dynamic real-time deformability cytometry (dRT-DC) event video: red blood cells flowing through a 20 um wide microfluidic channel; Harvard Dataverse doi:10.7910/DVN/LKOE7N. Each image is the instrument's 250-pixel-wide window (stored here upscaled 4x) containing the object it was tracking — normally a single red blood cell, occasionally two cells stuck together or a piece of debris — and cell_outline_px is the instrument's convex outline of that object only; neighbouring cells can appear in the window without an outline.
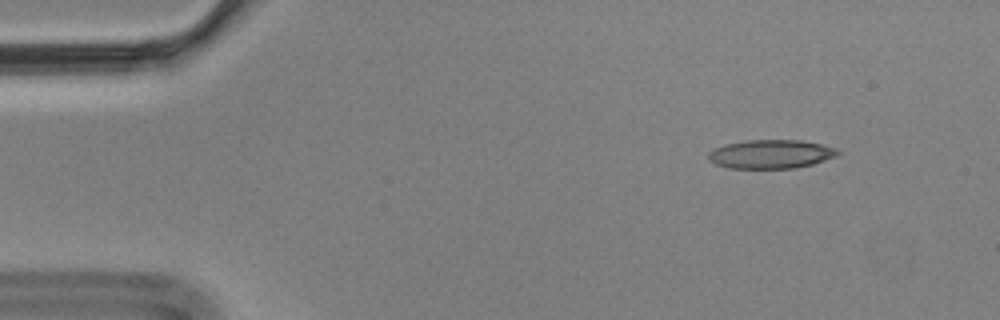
{"species": "Egyptian fruit bat (a non-hibernating species)", "species_latin": "Rousettus aegyptiacus", "temperature_condition": "cold", "stored_images_in_passage": 4, "camera_frame_rate_fps": 3000, "um_per_image_px": 0.085, "animal": {"sex": "male"}, "frame": {"image": 1, "passage_image": 2, "time_ms": 0.333, "image_size_px": [1000, 320], "cell_outline_px": [[840, 152], [836, 156], [812, 164], [796, 168], [728, 168], [716, 164], [708, 160], [708, 152], [716, 148], [728, 144], [748, 140], [800, 140], [820, 144], [836, 148]], "centroid_in_image_um": [65.52, 13.1], "position_along_channel_um": 19.5, "area_um2": 21.5}}